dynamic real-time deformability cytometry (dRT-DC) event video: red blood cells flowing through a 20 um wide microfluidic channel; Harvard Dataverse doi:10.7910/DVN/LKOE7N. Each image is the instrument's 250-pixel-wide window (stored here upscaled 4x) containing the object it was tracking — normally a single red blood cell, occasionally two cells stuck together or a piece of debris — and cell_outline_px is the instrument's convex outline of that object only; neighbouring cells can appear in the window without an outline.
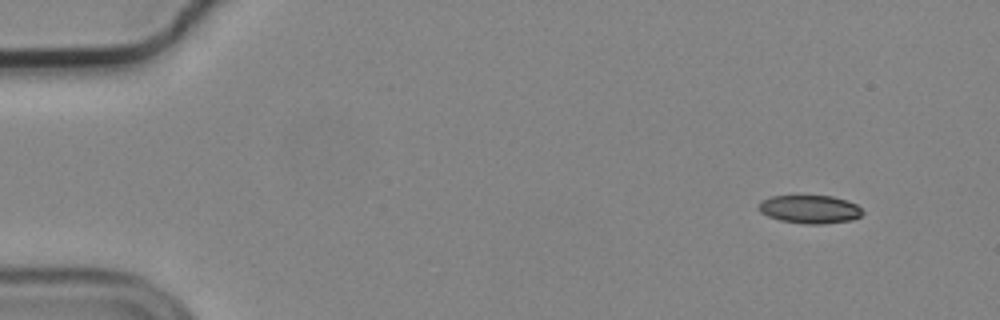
{"species": "common noctule bat (a hibernating species)", "species_latin": "Nyctalus noctula", "temperature_condition": "cold", "stored_images_in_passage": 10, "camera_frame_rate_fps": 3000, "um_per_image_px": 0.085, "animal": {"sex": "male", "body_mass_g": 19.2, "forearm_length_mm": 51.8}, "frame": {"image": 1, "passage_image": 1, "time_ms": 0.0, "image_size_px": [1000, 320], "cell_outline_px": [[864, 212], [860, 216], [852, 220], [820, 224], [808, 224], [780, 220], [768, 216], [760, 212], [756, 204], [760, 200], [772, 196], [832, 196], [856, 204]], "centroid_in_image_um": [68.79, 17.78], "position_along_channel_um": 16.2, "area_um2": 17.05}}